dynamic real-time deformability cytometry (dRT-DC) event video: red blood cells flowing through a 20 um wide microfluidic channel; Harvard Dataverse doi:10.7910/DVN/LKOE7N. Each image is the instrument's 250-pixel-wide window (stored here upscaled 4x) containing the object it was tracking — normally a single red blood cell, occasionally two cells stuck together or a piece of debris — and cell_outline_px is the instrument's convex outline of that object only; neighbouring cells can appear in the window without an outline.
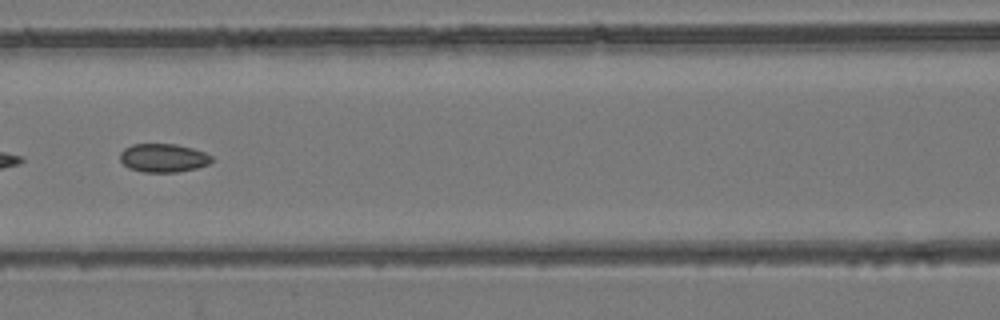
{"species": "common noctule bat (a hibernating species)", "species_latin": "Nyctalus noctula", "temperature_condition": "room temperature", "stored_images_in_passage": 8, "camera_frame_rate_fps": 3000, "um_per_image_px": 0.085, "animal": {"sex": "female", "body_mass_g": 24.6, "forearm_length_mm": 56.2}, "frame": {"image": 1, "passage_image": 6, "time_ms": 5.667, "image_size_px": [1000, 320], "cell_outline_px": [[212, 160], [208, 164], [196, 168], [176, 172], [144, 172], [128, 168], [120, 160], [120, 152], [124, 148], [132, 144], [176, 144], [192, 148], [204, 152], [212, 156]], "centroid_in_image_um": [13.86, 13.42], "position_along_channel_um": 152.7, "area_um2": 15.2}}
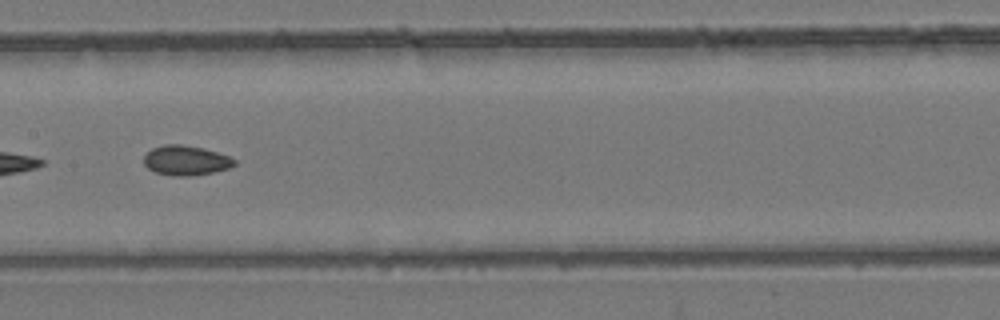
{"frame": {"image": 2, "passage_image": 7, "time_ms": 6.667, "image_size_px": [1000, 320], "cell_outline_px": [[236, 164], [228, 168], [212, 172], [192, 176], [172, 176], [156, 172], [148, 168], [144, 164], [144, 156], [152, 148], [164, 144], [180, 144], [204, 148], [228, 156], [236, 160]], "centroid_in_image_um": [15.79, 13.63], "position_along_channel_um": 191.6, "area_um2": 15.66}}
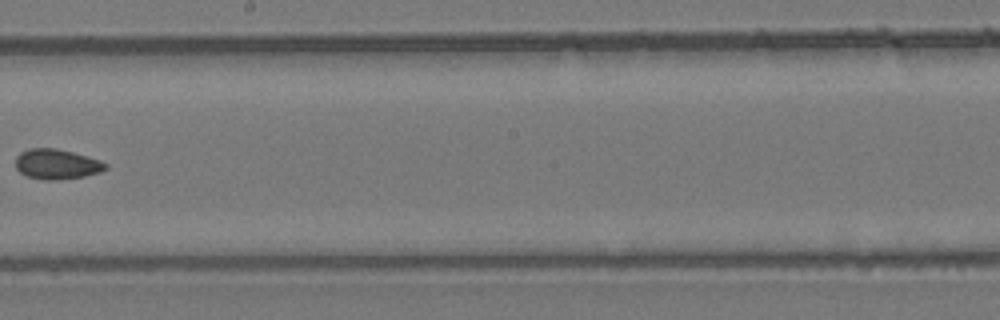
{"frame": {"image": 3, "passage_image": 8, "time_ms": 8.0, "image_size_px": [1000, 320], "cell_outline_px": [[108, 168], [100, 172], [84, 176], [52, 180], [44, 180], [28, 176], [20, 172], [16, 168], [16, 156], [20, 152], [28, 148], [56, 148], [72, 152], [100, 160], [108, 164]], "centroid_in_image_um": [4.82, 13.94], "position_along_channel_um": 243.4, "area_um2": 15.72}}